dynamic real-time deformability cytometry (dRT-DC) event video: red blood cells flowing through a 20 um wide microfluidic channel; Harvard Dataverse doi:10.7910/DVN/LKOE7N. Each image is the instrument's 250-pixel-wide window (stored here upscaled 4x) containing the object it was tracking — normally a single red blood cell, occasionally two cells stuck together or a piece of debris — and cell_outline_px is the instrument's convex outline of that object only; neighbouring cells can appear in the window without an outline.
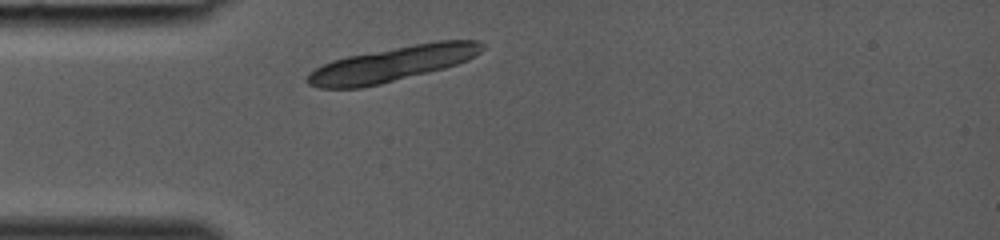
{"species": "common noctule bat (a hibernating species)", "species_latin": "Nyctalus noctula", "temperature_condition": "room temperature", "stored_images_in_passage": 7, "camera_frame_rate_fps": 3000, "um_per_image_px": 0.085, "animal": {"sex": "female", "body_mass_g": 19.0, "forearm_length_mm": 53.3}, "frame": {"image": 1, "passage_image": 1, "time_ms": 0.0, "image_size_px": [1000, 240], "cell_outline_px": [[484, 48], [480, 52], [468, 60], [444, 68], [380, 84], [360, 88], [320, 88], [308, 84], [304, 80], [308, 72], [332, 60], [348, 56], [416, 44], [440, 40], [480, 40], [484, 44]], "centroid_in_image_um": [33.33, 5.44], "position_along_channel_um": 51.7, "area_um2": 35.26}}